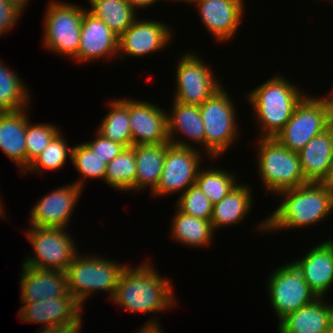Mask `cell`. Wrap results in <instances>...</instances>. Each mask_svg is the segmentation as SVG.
<instances>
[{
    "instance_id": "6da1fadb",
    "label": "cell",
    "mask_w": 333,
    "mask_h": 333,
    "mask_svg": "<svg viewBox=\"0 0 333 333\" xmlns=\"http://www.w3.org/2000/svg\"><path fill=\"white\" fill-rule=\"evenodd\" d=\"M280 194V195H279ZM281 204L257 226L275 232L318 224L333 212V192L325 182H308L278 193ZM328 216V217H327Z\"/></svg>"
},
{
    "instance_id": "7a4b0ae2",
    "label": "cell",
    "mask_w": 333,
    "mask_h": 333,
    "mask_svg": "<svg viewBox=\"0 0 333 333\" xmlns=\"http://www.w3.org/2000/svg\"><path fill=\"white\" fill-rule=\"evenodd\" d=\"M152 266L146 261L134 268L126 265L118 278L111 301L137 313H158L174 307L176 300L171 281L160 276Z\"/></svg>"
},
{
    "instance_id": "3957f363",
    "label": "cell",
    "mask_w": 333,
    "mask_h": 333,
    "mask_svg": "<svg viewBox=\"0 0 333 333\" xmlns=\"http://www.w3.org/2000/svg\"><path fill=\"white\" fill-rule=\"evenodd\" d=\"M305 94L285 77L276 75L248 93L262 132L260 138H275L290 120L294 108Z\"/></svg>"
},
{
    "instance_id": "277c9868",
    "label": "cell",
    "mask_w": 333,
    "mask_h": 333,
    "mask_svg": "<svg viewBox=\"0 0 333 333\" xmlns=\"http://www.w3.org/2000/svg\"><path fill=\"white\" fill-rule=\"evenodd\" d=\"M257 142L258 174L267 189L266 195L308 183L297 152L285 148L276 138H259Z\"/></svg>"
},
{
    "instance_id": "5b68a950",
    "label": "cell",
    "mask_w": 333,
    "mask_h": 333,
    "mask_svg": "<svg viewBox=\"0 0 333 333\" xmlns=\"http://www.w3.org/2000/svg\"><path fill=\"white\" fill-rule=\"evenodd\" d=\"M126 264L96 255H77L66 269L68 290L81 306L95 291L115 294L118 278Z\"/></svg>"
},
{
    "instance_id": "8992f818",
    "label": "cell",
    "mask_w": 333,
    "mask_h": 333,
    "mask_svg": "<svg viewBox=\"0 0 333 333\" xmlns=\"http://www.w3.org/2000/svg\"><path fill=\"white\" fill-rule=\"evenodd\" d=\"M331 109L329 95L315 98L305 95L275 138L285 148L298 153L310 139L329 127Z\"/></svg>"
},
{
    "instance_id": "52a82bcc",
    "label": "cell",
    "mask_w": 333,
    "mask_h": 333,
    "mask_svg": "<svg viewBox=\"0 0 333 333\" xmlns=\"http://www.w3.org/2000/svg\"><path fill=\"white\" fill-rule=\"evenodd\" d=\"M230 95L221 87L200 106L205 131V152L218 158L238 137L236 110Z\"/></svg>"
},
{
    "instance_id": "ba28073f",
    "label": "cell",
    "mask_w": 333,
    "mask_h": 333,
    "mask_svg": "<svg viewBox=\"0 0 333 333\" xmlns=\"http://www.w3.org/2000/svg\"><path fill=\"white\" fill-rule=\"evenodd\" d=\"M76 5L51 1L46 7L43 20L45 48L71 58H74L79 50L82 17L86 10Z\"/></svg>"
},
{
    "instance_id": "9c48e42d",
    "label": "cell",
    "mask_w": 333,
    "mask_h": 333,
    "mask_svg": "<svg viewBox=\"0 0 333 333\" xmlns=\"http://www.w3.org/2000/svg\"><path fill=\"white\" fill-rule=\"evenodd\" d=\"M25 233L35 255L25 259L22 265L65 272L78 255L74 239L65 228L31 226Z\"/></svg>"
},
{
    "instance_id": "30bf717a",
    "label": "cell",
    "mask_w": 333,
    "mask_h": 333,
    "mask_svg": "<svg viewBox=\"0 0 333 333\" xmlns=\"http://www.w3.org/2000/svg\"><path fill=\"white\" fill-rule=\"evenodd\" d=\"M268 277V294L278 320L317 299L296 266L290 262Z\"/></svg>"
},
{
    "instance_id": "8fae6325",
    "label": "cell",
    "mask_w": 333,
    "mask_h": 333,
    "mask_svg": "<svg viewBox=\"0 0 333 333\" xmlns=\"http://www.w3.org/2000/svg\"><path fill=\"white\" fill-rule=\"evenodd\" d=\"M198 57L186 52L178 61L174 101L200 106L222 87L210 67Z\"/></svg>"
},
{
    "instance_id": "7c38bea8",
    "label": "cell",
    "mask_w": 333,
    "mask_h": 333,
    "mask_svg": "<svg viewBox=\"0 0 333 333\" xmlns=\"http://www.w3.org/2000/svg\"><path fill=\"white\" fill-rule=\"evenodd\" d=\"M201 162V153L195 147L170 144L166 149L159 184L151 196L160 197L179 191L183 193L189 186L195 184Z\"/></svg>"
},
{
    "instance_id": "4fadbf2b",
    "label": "cell",
    "mask_w": 333,
    "mask_h": 333,
    "mask_svg": "<svg viewBox=\"0 0 333 333\" xmlns=\"http://www.w3.org/2000/svg\"><path fill=\"white\" fill-rule=\"evenodd\" d=\"M81 308L83 307L69 293L39 303L24 304L18 317L23 322L43 324L42 327L60 326L78 331L82 329Z\"/></svg>"
},
{
    "instance_id": "5bb4252c",
    "label": "cell",
    "mask_w": 333,
    "mask_h": 333,
    "mask_svg": "<svg viewBox=\"0 0 333 333\" xmlns=\"http://www.w3.org/2000/svg\"><path fill=\"white\" fill-rule=\"evenodd\" d=\"M171 34L166 23L137 17L118 38L120 60L127 55L137 58L160 51L170 43Z\"/></svg>"
},
{
    "instance_id": "9a60e30c",
    "label": "cell",
    "mask_w": 333,
    "mask_h": 333,
    "mask_svg": "<svg viewBox=\"0 0 333 333\" xmlns=\"http://www.w3.org/2000/svg\"><path fill=\"white\" fill-rule=\"evenodd\" d=\"M82 191L81 187L71 183L43 196L29 213L31 214L30 225L68 228L71 214L79 201V197H81Z\"/></svg>"
},
{
    "instance_id": "2e32d148",
    "label": "cell",
    "mask_w": 333,
    "mask_h": 333,
    "mask_svg": "<svg viewBox=\"0 0 333 333\" xmlns=\"http://www.w3.org/2000/svg\"><path fill=\"white\" fill-rule=\"evenodd\" d=\"M129 124L133 145L163 144L169 141L167 112L158 105L129 99Z\"/></svg>"
},
{
    "instance_id": "e0dca14e",
    "label": "cell",
    "mask_w": 333,
    "mask_h": 333,
    "mask_svg": "<svg viewBox=\"0 0 333 333\" xmlns=\"http://www.w3.org/2000/svg\"><path fill=\"white\" fill-rule=\"evenodd\" d=\"M243 5V0H200L195 4L206 30L219 42L235 36L242 22Z\"/></svg>"
},
{
    "instance_id": "ac0fdd59",
    "label": "cell",
    "mask_w": 333,
    "mask_h": 333,
    "mask_svg": "<svg viewBox=\"0 0 333 333\" xmlns=\"http://www.w3.org/2000/svg\"><path fill=\"white\" fill-rule=\"evenodd\" d=\"M118 36L87 9L83 13L80 44L75 61L86 62L118 55ZM114 56V57H113Z\"/></svg>"
},
{
    "instance_id": "d6986e66",
    "label": "cell",
    "mask_w": 333,
    "mask_h": 333,
    "mask_svg": "<svg viewBox=\"0 0 333 333\" xmlns=\"http://www.w3.org/2000/svg\"><path fill=\"white\" fill-rule=\"evenodd\" d=\"M317 298H323L333 284V241L312 247L304 257L292 262Z\"/></svg>"
},
{
    "instance_id": "ffe728a7",
    "label": "cell",
    "mask_w": 333,
    "mask_h": 333,
    "mask_svg": "<svg viewBox=\"0 0 333 333\" xmlns=\"http://www.w3.org/2000/svg\"><path fill=\"white\" fill-rule=\"evenodd\" d=\"M20 278L22 304L39 303L69 294L66 272L23 265Z\"/></svg>"
},
{
    "instance_id": "44dd1931",
    "label": "cell",
    "mask_w": 333,
    "mask_h": 333,
    "mask_svg": "<svg viewBox=\"0 0 333 333\" xmlns=\"http://www.w3.org/2000/svg\"><path fill=\"white\" fill-rule=\"evenodd\" d=\"M333 325V305L325 298L289 313L279 321V333H328Z\"/></svg>"
},
{
    "instance_id": "7402d4cb",
    "label": "cell",
    "mask_w": 333,
    "mask_h": 333,
    "mask_svg": "<svg viewBox=\"0 0 333 333\" xmlns=\"http://www.w3.org/2000/svg\"><path fill=\"white\" fill-rule=\"evenodd\" d=\"M301 169L308 182H325L333 166V133L328 127L298 152Z\"/></svg>"
},
{
    "instance_id": "603a6c76",
    "label": "cell",
    "mask_w": 333,
    "mask_h": 333,
    "mask_svg": "<svg viewBox=\"0 0 333 333\" xmlns=\"http://www.w3.org/2000/svg\"><path fill=\"white\" fill-rule=\"evenodd\" d=\"M171 113L167 112V132L169 142L179 147H193L184 140H177L176 134H182L186 139L200 144L205 148V131L202 115L197 105L179 103L173 101ZM204 145V146H203Z\"/></svg>"
},
{
    "instance_id": "cb8c5ba5",
    "label": "cell",
    "mask_w": 333,
    "mask_h": 333,
    "mask_svg": "<svg viewBox=\"0 0 333 333\" xmlns=\"http://www.w3.org/2000/svg\"><path fill=\"white\" fill-rule=\"evenodd\" d=\"M27 108L0 111V149L20 171L26 170V124L30 120Z\"/></svg>"
},
{
    "instance_id": "d4e9b609",
    "label": "cell",
    "mask_w": 333,
    "mask_h": 333,
    "mask_svg": "<svg viewBox=\"0 0 333 333\" xmlns=\"http://www.w3.org/2000/svg\"><path fill=\"white\" fill-rule=\"evenodd\" d=\"M171 143L134 145L136 158L135 190L150 188L151 193L159 184L166 149Z\"/></svg>"
},
{
    "instance_id": "484cf974",
    "label": "cell",
    "mask_w": 333,
    "mask_h": 333,
    "mask_svg": "<svg viewBox=\"0 0 333 333\" xmlns=\"http://www.w3.org/2000/svg\"><path fill=\"white\" fill-rule=\"evenodd\" d=\"M248 184L236 185L224 198L213 205L211 225L215 229L243 221L252 209V191Z\"/></svg>"
},
{
    "instance_id": "4316f807",
    "label": "cell",
    "mask_w": 333,
    "mask_h": 333,
    "mask_svg": "<svg viewBox=\"0 0 333 333\" xmlns=\"http://www.w3.org/2000/svg\"><path fill=\"white\" fill-rule=\"evenodd\" d=\"M175 213L171 221V236L175 241L194 248H202L211 243L214 230L210 220L184 214L178 209Z\"/></svg>"
},
{
    "instance_id": "83f0119b",
    "label": "cell",
    "mask_w": 333,
    "mask_h": 333,
    "mask_svg": "<svg viewBox=\"0 0 333 333\" xmlns=\"http://www.w3.org/2000/svg\"><path fill=\"white\" fill-rule=\"evenodd\" d=\"M109 112L105 115L97 132L103 137L123 145L133 146V138L129 124V99H114L109 101Z\"/></svg>"
},
{
    "instance_id": "f1b7e54d",
    "label": "cell",
    "mask_w": 333,
    "mask_h": 333,
    "mask_svg": "<svg viewBox=\"0 0 333 333\" xmlns=\"http://www.w3.org/2000/svg\"><path fill=\"white\" fill-rule=\"evenodd\" d=\"M88 11L101 19L118 37L133 23L137 11L127 0H89Z\"/></svg>"
},
{
    "instance_id": "f546056e",
    "label": "cell",
    "mask_w": 333,
    "mask_h": 333,
    "mask_svg": "<svg viewBox=\"0 0 333 333\" xmlns=\"http://www.w3.org/2000/svg\"><path fill=\"white\" fill-rule=\"evenodd\" d=\"M15 73L0 61V111H16L31 104L27 86Z\"/></svg>"
},
{
    "instance_id": "4dcf8cb0",
    "label": "cell",
    "mask_w": 333,
    "mask_h": 333,
    "mask_svg": "<svg viewBox=\"0 0 333 333\" xmlns=\"http://www.w3.org/2000/svg\"><path fill=\"white\" fill-rule=\"evenodd\" d=\"M136 158L134 145L124 148L119 155L107 164L104 182L120 191L135 190Z\"/></svg>"
},
{
    "instance_id": "1f68e13d",
    "label": "cell",
    "mask_w": 333,
    "mask_h": 333,
    "mask_svg": "<svg viewBox=\"0 0 333 333\" xmlns=\"http://www.w3.org/2000/svg\"><path fill=\"white\" fill-rule=\"evenodd\" d=\"M201 170V171H200ZM234 174L220 168L199 169L195 184L214 205L224 198L238 183Z\"/></svg>"
},
{
    "instance_id": "d6a6232c",
    "label": "cell",
    "mask_w": 333,
    "mask_h": 333,
    "mask_svg": "<svg viewBox=\"0 0 333 333\" xmlns=\"http://www.w3.org/2000/svg\"><path fill=\"white\" fill-rule=\"evenodd\" d=\"M72 148L63 137L62 133H58L47 145V147L29 164L23 174L28 172H39L42 170L53 171L64 167L67 158L72 155ZM69 155V157H68Z\"/></svg>"
},
{
    "instance_id": "836d02e7",
    "label": "cell",
    "mask_w": 333,
    "mask_h": 333,
    "mask_svg": "<svg viewBox=\"0 0 333 333\" xmlns=\"http://www.w3.org/2000/svg\"><path fill=\"white\" fill-rule=\"evenodd\" d=\"M71 157L72 164L78 170L82 178L81 180L73 182L78 187L83 189L85 185L84 182L88 178L105 179L107 164L104 163L95 153H93L85 143H80L74 146L72 148Z\"/></svg>"
},
{
    "instance_id": "e575fe53",
    "label": "cell",
    "mask_w": 333,
    "mask_h": 333,
    "mask_svg": "<svg viewBox=\"0 0 333 333\" xmlns=\"http://www.w3.org/2000/svg\"><path fill=\"white\" fill-rule=\"evenodd\" d=\"M59 126L40 123L26 124L25 144H26V168L29 164L47 147L50 141L61 131Z\"/></svg>"
},
{
    "instance_id": "d590c367",
    "label": "cell",
    "mask_w": 333,
    "mask_h": 333,
    "mask_svg": "<svg viewBox=\"0 0 333 333\" xmlns=\"http://www.w3.org/2000/svg\"><path fill=\"white\" fill-rule=\"evenodd\" d=\"M176 204L177 209L184 214L211 220L213 204L196 184L189 186L181 193Z\"/></svg>"
},
{
    "instance_id": "8d00e7d4",
    "label": "cell",
    "mask_w": 333,
    "mask_h": 333,
    "mask_svg": "<svg viewBox=\"0 0 333 333\" xmlns=\"http://www.w3.org/2000/svg\"><path fill=\"white\" fill-rule=\"evenodd\" d=\"M96 137L90 142H84L93 153H95L102 161L108 164L125 148L123 145L116 143L108 138L103 137L96 132Z\"/></svg>"
},
{
    "instance_id": "74e56055",
    "label": "cell",
    "mask_w": 333,
    "mask_h": 333,
    "mask_svg": "<svg viewBox=\"0 0 333 333\" xmlns=\"http://www.w3.org/2000/svg\"><path fill=\"white\" fill-rule=\"evenodd\" d=\"M22 10L8 2L7 0H0V28L4 33L9 32L11 28L17 24V21L22 15Z\"/></svg>"
},
{
    "instance_id": "f35d334b",
    "label": "cell",
    "mask_w": 333,
    "mask_h": 333,
    "mask_svg": "<svg viewBox=\"0 0 333 333\" xmlns=\"http://www.w3.org/2000/svg\"><path fill=\"white\" fill-rule=\"evenodd\" d=\"M160 323H158V321L153 320H149L146 322L145 325L142 326V328H140V330L138 332L135 333H162V330L160 328Z\"/></svg>"
},
{
    "instance_id": "ab89813d",
    "label": "cell",
    "mask_w": 333,
    "mask_h": 333,
    "mask_svg": "<svg viewBox=\"0 0 333 333\" xmlns=\"http://www.w3.org/2000/svg\"><path fill=\"white\" fill-rule=\"evenodd\" d=\"M129 4L137 11L138 9H147L149 6L159 2L160 0H127Z\"/></svg>"
},
{
    "instance_id": "60d3db41",
    "label": "cell",
    "mask_w": 333,
    "mask_h": 333,
    "mask_svg": "<svg viewBox=\"0 0 333 333\" xmlns=\"http://www.w3.org/2000/svg\"><path fill=\"white\" fill-rule=\"evenodd\" d=\"M73 330L60 326L41 327L39 333H71Z\"/></svg>"
},
{
    "instance_id": "b9f144b4",
    "label": "cell",
    "mask_w": 333,
    "mask_h": 333,
    "mask_svg": "<svg viewBox=\"0 0 333 333\" xmlns=\"http://www.w3.org/2000/svg\"><path fill=\"white\" fill-rule=\"evenodd\" d=\"M7 1L13 3L17 7H19L22 11H24L29 0H7Z\"/></svg>"
},
{
    "instance_id": "7bdbcfd3",
    "label": "cell",
    "mask_w": 333,
    "mask_h": 333,
    "mask_svg": "<svg viewBox=\"0 0 333 333\" xmlns=\"http://www.w3.org/2000/svg\"><path fill=\"white\" fill-rule=\"evenodd\" d=\"M325 183L333 192V166H332L331 174H330L329 178L325 181Z\"/></svg>"
},
{
    "instance_id": "ee69618b",
    "label": "cell",
    "mask_w": 333,
    "mask_h": 333,
    "mask_svg": "<svg viewBox=\"0 0 333 333\" xmlns=\"http://www.w3.org/2000/svg\"><path fill=\"white\" fill-rule=\"evenodd\" d=\"M329 128L331 129L332 133H333V107L330 111V115H329Z\"/></svg>"
},
{
    "instance_id": "f6af8a7d",
    "label": "cell",
    "mask_w": 333,
    "mask_h": 333,
    "mask_svg": "<svg viewBox=\"0 0 333 333\" xmlns=\"http://www.w3.org/2000/svg\"><path fill=\"white\" fill-rule=\"evenodd\" d=\"M2 199H0V218H4L5 217V211H4V206L2 205ZM2 216V217H1ZM4 216V217H3Z\"/></svg>"
},
{
    "instance_id": "bcb514c9",
    "label": "cell",
    "mask_w": 333,
    "mask_h": 333,
    "mask_svg": "<svg viewBox=\"0 0 333 333\" xmlns=\"http://www.w3.org/2000/svg\"><path fill=\"white\" fill-rule=\"evenodd\" d=\"M172 1H175L176 2V0H172ZM177 1H185V2H189L190 4H193L194 3V5L197 3V2H199L200 0H177Z\"/></svg>"
},
{
    "instance_id": "7dc6e473",
    "label": "cell",
    "mask_w": 333,
    "mask_h": 333,
    "mask_svg": "<svg viewBox=\"0 0 333 333\" xmlns=\"http://www.w3.org/2000/svg\"><path fill=\"white\" fill-rule=\"evenodd\" d=\"M329 95L330 99H331V102H332V107H333V89H331V92H329Z\"/></svg>"
},
{
    "instance_id": "c3c4849f",
    "label": "cell",
    "mask_w": 333,
    "mask_h": 333,
    "mask_svg": "<svg viewBox=\"0 0 333 333\" xmlns=\"http://www.w3.org/2000/svg\"><path fill=\"white\" fill-rule=\"evenodd\" d=\"M328 333H333V325L331 326L330 330L328 331Z\"/></svg>"
},
{
    "instance_id": "681fc988",
    "label": "cell",
    "mask_w": 333,
    "mask_h": 333,
    "mask_svg": "<svg viewBox=\"0 0 333 333\" xmlns=\"http://www.w3.org/2000/svg\"><path fill=\"white\" fill-rule=\"evenodd\" d=\"M71 333H81V330H78V331H73Z\"/></svg>"
},
{
    "instance_id": "f907efd6",
    "label": "cell",
    "mask_w": 333,
    "mask_h": 333,
    "mask_svg": "<svg viewBox=\"0 0 333 333\" xmlns=\"http://www.w3.org/2000/svg\"><path fill=\"white\" fill-rule=\"evenodd\" d=\"M3 32L4 31L0 28V36H2Z\"/></svg>"
}]
</instances>
